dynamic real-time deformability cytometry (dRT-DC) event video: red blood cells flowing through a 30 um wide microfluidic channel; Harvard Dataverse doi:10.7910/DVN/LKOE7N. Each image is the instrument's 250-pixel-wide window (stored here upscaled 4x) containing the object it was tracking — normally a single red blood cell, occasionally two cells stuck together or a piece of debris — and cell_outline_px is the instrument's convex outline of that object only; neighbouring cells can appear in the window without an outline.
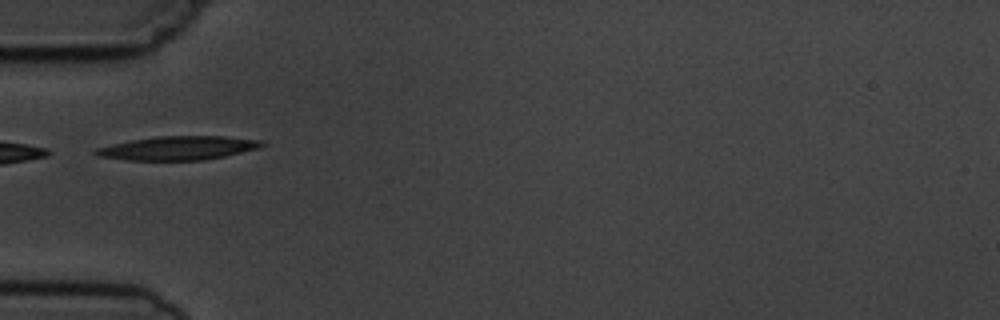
{"species": "common noctule bat (a hibernating species)", "species_latin": "Nyctalus noctula", "temperature_condition": "cold", "stored_images_in_passage": 4, "camera_frame_rate_fps": 3000, "um_per_image_px": 0.085, "animal": {"sex": "male", "body_mass_g": 19.5, "forearm_length_mm": 54.6}, "frame": {"image": 1, "passage_image": 2, "time_ms": 1.0, "image_size_px": [1000, 320], "cell_outline_px": [[268, 144], [260, 148], [224, 156], [204, 160], [124, 160], [96, 156], [92, 152], [96, 148], [112, 144], [132, 140], [156, 136], [224, 136], [264, 140]], "centroid_in_image_um": [15.17, 12.58], "position_along_channel_um": 69.8, "area_um2": 23.24}}
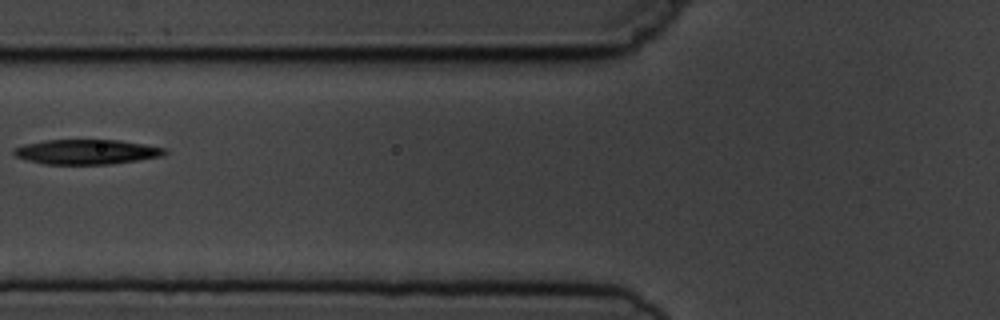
{"frame": {"image": 2, "passage_image": 3, "time_ms": 2.333, "image_size_px": [1000, 320], "cell_outline_px": [[168, 152], [164, 156], [112, 164], [44, 164], [28, 160], [16, 156], [12, 152], [12, 148], [24, 144], [44, 140], [120, 140], [168, 148]], "centroid_in_image_um": [7.39, 12.9], "position_along_channel_um": 118.4, "area_um2": 22.02}}
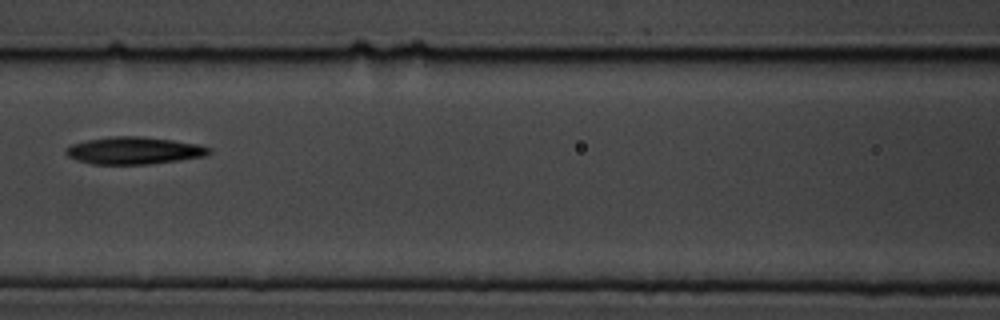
{"frame": {"image": 3, "passage_image": 4, "time_ms": 3.333, "image_size_px": [1000, 320], "cell_outline_px": [[212, 152], [204, 156], [148, 164], [92, 164], [76, 160], [68, 156], [64, 152], [72, 144], [88, 140], [112, 136], [144, 136], [200, 144], [212, 148]], "centroid_in_image_um": [11.41, 12.79], "position_along_channel_um": 155.2, "area_um2": 22.66}}